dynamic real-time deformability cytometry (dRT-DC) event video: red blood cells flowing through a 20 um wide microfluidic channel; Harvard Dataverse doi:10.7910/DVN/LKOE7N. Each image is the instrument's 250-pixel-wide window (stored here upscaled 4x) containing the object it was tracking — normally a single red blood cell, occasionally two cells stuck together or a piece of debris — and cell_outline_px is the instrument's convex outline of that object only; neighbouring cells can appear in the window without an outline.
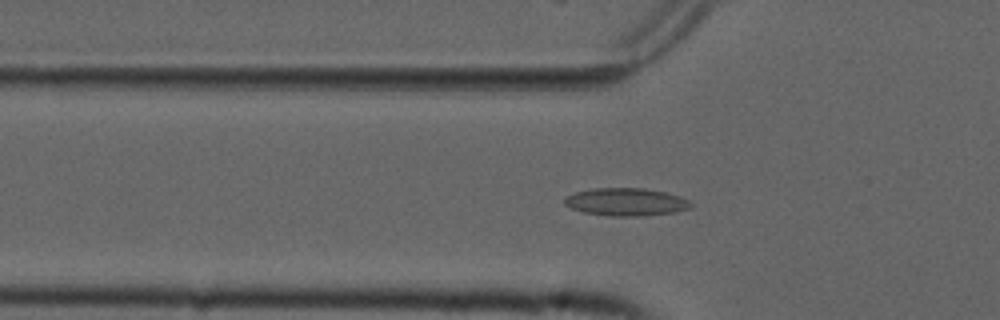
{"species": "common noctule bat (a hibernating species)", "species_latin": "Nyctalus noctula", "temperature_condition": "cold", "stored_images_in_passage": 54, "camera_frame_rate_fps": 3000, "um_per_image_px": 0.085, "animal": {"sex": "male", "forearm_length_mm": 52.5}, "frame": {"image": 1, "passage_image": 18, "time_ms": 5.667, "image_size_px": [1000, 320], "cell_outline_px": [[692, 204], [688, 208], [676, 212], [640, 216], [612, 216], [584, 212], [572, 208], [564, 204], [564, 200], [568, 196], [576, 192], [596, 188], [644, 188], [664, 192], [680, 196], [688, 200]], "centroid_in_image_um": [53.23, 17.16], "position_along_channel_um": 72.6, "area_um2": 20.17}}
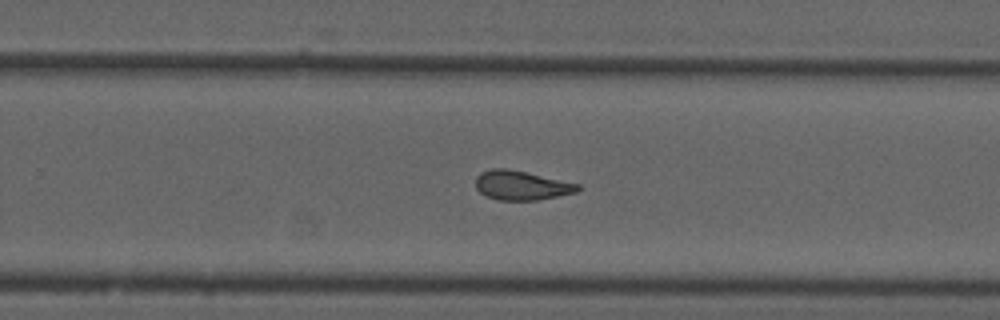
{"frame": {"image": 2, "passage_image": 35, "time_ms": 11.333, "image_size_px": [1000, 320], "cell_outline_px": [[580, 188], [576, 192], [536, 200], [496, 200], [480, 192], [476, 188], [476, 176], [480, 172], [492, 168], [508, 168], [580, 184]], "centroid_in_image_um": [44.29, 15.74], "position_along_channel_um": 285.5, "area_um2": 17.34}}
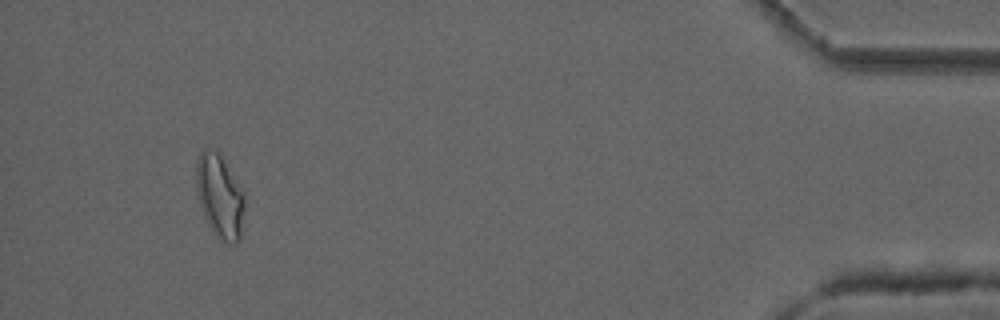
{"frame": {"image": 3, "passage_image": 51, "time_ms": 16.667, "image_size_px": [1000, 320], "cell_outline_px": [[244, 208], [240, 240], [236, 244], [228, 244], [216, 236], [204, 216], [196, 192], [196, 164], [200, 152], [204, 148], [216, 148], [220, 152], [244, 192]], "centroid_in_image_um": [18.68, 16.64], "position_along_channel_um": 416.5, "area_um2": 23.87}, "authors_computed_cell_mechanics": {"area_um2": 18.5538, "velocity_mm_per_s": 3.7612, "shape_relaxation_time_tau1_ms": null, "shape_relaxation_time_tau2_ms": 1.9586, "deformation_change_tau1": null, "deformation_change_tau2": 0.0877}}